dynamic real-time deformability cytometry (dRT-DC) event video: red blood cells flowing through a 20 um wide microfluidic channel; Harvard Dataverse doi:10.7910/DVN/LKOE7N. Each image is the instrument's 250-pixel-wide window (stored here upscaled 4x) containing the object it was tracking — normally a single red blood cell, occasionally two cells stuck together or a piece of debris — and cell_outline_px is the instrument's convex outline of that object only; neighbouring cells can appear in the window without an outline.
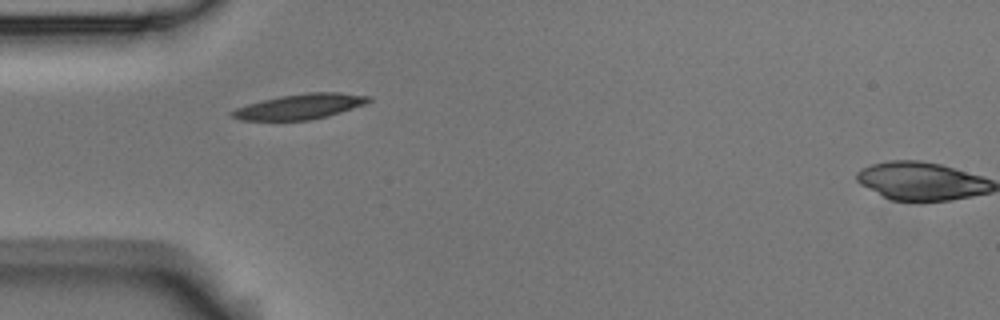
{"species": "Egyptian fruit bat (a non-hibernating species)", "species_latin": "Rousettus aegyptiacus", "temperature_condition": "room temperature", "stored_images_in_passage": 2, "camera_frame_rate_fps": 3000, "um_per_image_px": 0.085, "animal": {"sex": "male"}, "frame": {"image": 1, "passage_image": 1, "time_ms": 0.0, "image_size_px": [1000, 320], "cell_outline_px": [[372, 100], [364, 104], [340, 112], [308, 120], [240, 120], [232, 116], [228, 112], [236, 108], [248, 104], [280, 96], [308, 92], [340, 92], [372, 96]], "centroid_in_image_um": [25.5, 9.04], "position_along_channel_um": 59.5, "area_um2": 19.83}}
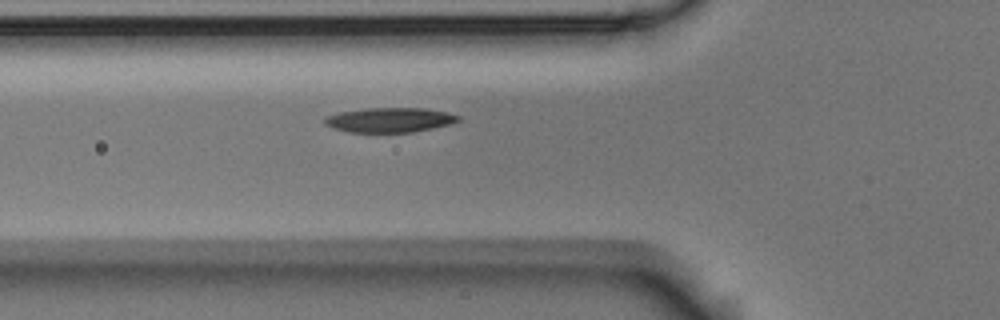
{"frame": {"image": 2, "passage_image": 2, "time_ms": 0.333, "image_size_px": [1000, 320], "cell_outline_px": [[460, 120], [452, 124], [412, 132], [348, 132], [332, 128], [324, 124], [324, 116], [340, 112], [368, 108], [424, 108], [448, 112], [460, 116]], "centroid_in_image_um": [33.12, 10.19], "position_along_channel_um": 92.7, "area_um2": 19.31}}